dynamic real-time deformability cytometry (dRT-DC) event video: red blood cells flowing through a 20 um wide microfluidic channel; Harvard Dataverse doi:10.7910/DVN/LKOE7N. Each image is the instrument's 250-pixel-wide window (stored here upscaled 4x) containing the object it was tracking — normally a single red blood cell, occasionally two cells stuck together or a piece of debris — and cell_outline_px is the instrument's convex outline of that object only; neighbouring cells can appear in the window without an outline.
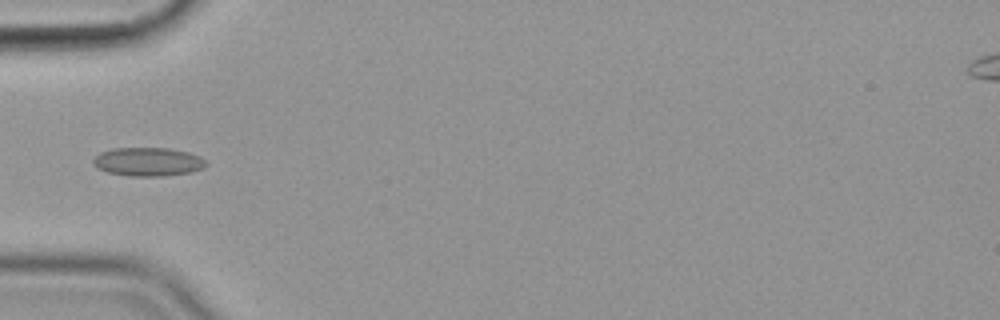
{"species": "common noctule bat (a hibernating species)", "species_latin": "Nyctalus noctula", "temperature_condition": "cold", "stored_images_in_passage": 39, "camera_frame_rate_fps": 3000, "um_per_image_px": 0.085, "animal": {"sex": "female", "body_mass_g": 19.9}, "frame": {"image": 1, "passage_image": 1, "time_ms": 0.0, "image_size_px": [1000, 320], "cell_outline_px": [[208, 164], [204, 168], [188, 172], [160, 176], [128, 176], [108, 172], [96, 168], [92, 164], [92, 160], [100, 152], [112, 148], [168, 148], [188, 152], [200, 156]], "centroid_in_image_um": [12.55, 13.74], "position_along_channel_um": 72.5, "area_um2": 18.84}}
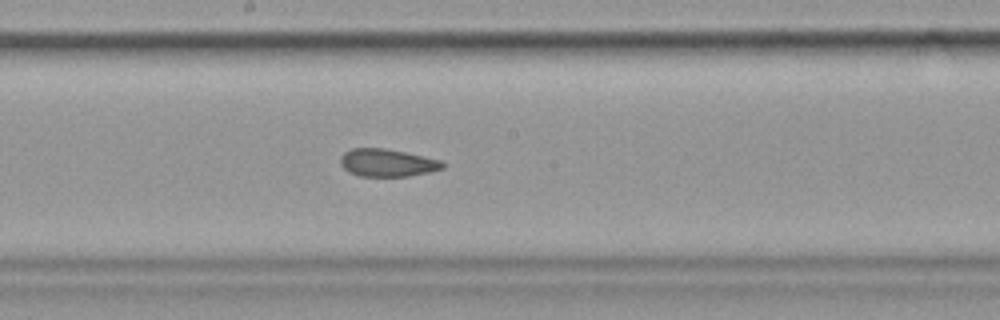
{"frame": {"image": 2, "passage_image": 13, "time_ms": 4.0, "image_size_px": [1000, 320], "cell_outline_px": [[444, 168], [428, 172], [408, 176], [360, 176], [348, 172], [340, 164], [340, 156], [344, 152], [352, 148], [384, 148], [404, 152], [440, 160], [444, 164]], "centroid_in_image_um": [32.87, 13.83], "position_along_channel_um": 215.3, "area_um2": 16.36}}
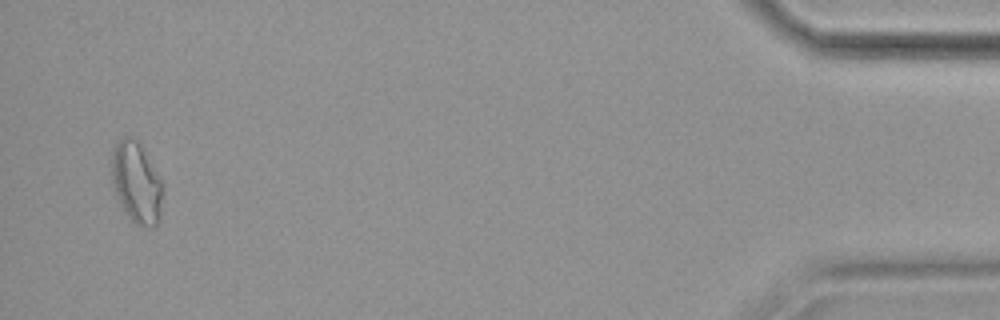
{"frame": {"image": 3, "passage_image": 37, "time_ms": 12.0, "image_size_px": [1000, 320], "cell_outline_px": [[164, 188], [160, 212], [156, 224], [152, 228], [136, 224], [128, 216], [120, 204], [112, 180], [112, 148], [124, 136], [128, 136], [136, 140], [160, 180]], "centroid_in_image_um": [11.59, 15.55], "position_along_channel_um": 423.6, "area_um2": 23.41}, "authors_computed_cell_mechanics": {"area_um2": 17.5712, "velocity_mm_per_s": 3.5711, "shape_relaxation_time_tau1_ms": null, "shape_relaxation_time_tau2_ms": 3.7864, "deformation_change_tau1": null, "deformation_change_tau2": 0.0844}}